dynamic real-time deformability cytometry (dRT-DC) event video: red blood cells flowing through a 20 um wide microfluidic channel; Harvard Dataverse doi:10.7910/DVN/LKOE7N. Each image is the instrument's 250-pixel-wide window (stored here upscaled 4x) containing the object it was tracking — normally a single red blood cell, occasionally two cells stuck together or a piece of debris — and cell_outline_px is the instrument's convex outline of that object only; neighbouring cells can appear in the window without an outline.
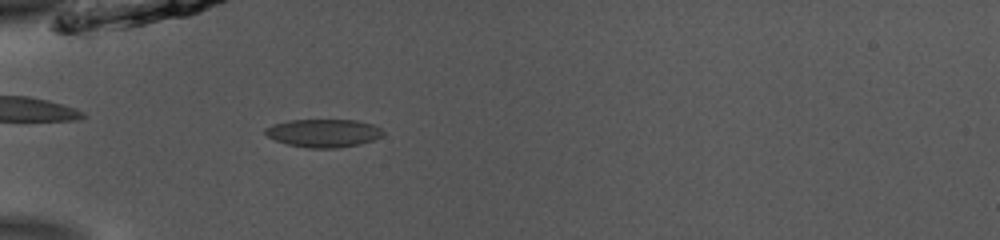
{"species": "common noctule bat (a hibernating species)", "species_latin": "Nyctalus noctula", "temperature_condition": "room temperature", "stored_images_in_passage": 35, "camera_frame_rate_fps": 3000, "um_per_image_px": 0.085, "animal": {"sex": "male", "body_mass_g": 13.0, "forearm_length_mm": 53.1}, "frame": {"image": 1, "passage_image": 1, "time_ms": 0.0, "image_size_px": [1000, 240], "cell_outline_px": [[384, 132], [380, 136], [372, 140], [360, 144], [336, 148], [308, 148], [288, 144], [276, 140], [268, 136], [264, 132], [264, 128], [272, 124], [288, 120], [356, 120], [372, 124], [380, 128]], "centroid_in_image_um": [27.47, 11.3], "position_along_channel_um": 57.5, "area_um2": 19.19}}
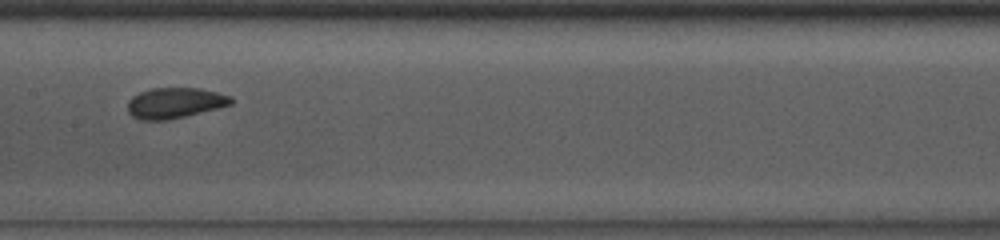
{"frame": {"image": 2, "passage_image": 12, "time_ms": 3.667, "image_size_px": [1000, 240], "cell_outline_px": [[236, 100], [232, 104], [168, 120], [140, 120], [132, 116], [128, 112], [128, 100], [132, 96], [140, 92], [152, 88], [200, 88], [232, 96]], "centroid_in_image_um": [14.86, 8.74], "position_along_channel_um": 192.5, "area_um2": 18.44}}
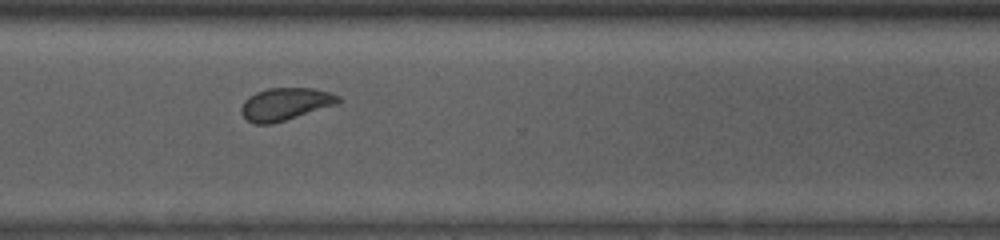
{"frame": {"image": 3, "passage_image": 24, "time_ms": 7.667, "image_size_px": [1000, 240], "cell_outline_px": [[340, 100], [336, 104], [272, 124], [256, 124], [248, 120], [240, 112], [240, 108], [244, 100], [248, 96], [256, 92], [268, 88], [312, 88], [328, 92], [340, 96]], "centroid_in_image_um": [24.2, 8.84], "position_along_channel_um": 346.4, "area_um2": 18.15}, "authors_computed_cell_mechanics": {"area_um2": 18.4382, "velocity_mm_per_s": 3.8635, "shape_relaxation_time_tau1_ms": 3.5717, "shape_relaxation_time_tau2_ms": 1.2236, "deformation_change_tau1": 0.0976, "deformation_change_tau2": 0.0452}}